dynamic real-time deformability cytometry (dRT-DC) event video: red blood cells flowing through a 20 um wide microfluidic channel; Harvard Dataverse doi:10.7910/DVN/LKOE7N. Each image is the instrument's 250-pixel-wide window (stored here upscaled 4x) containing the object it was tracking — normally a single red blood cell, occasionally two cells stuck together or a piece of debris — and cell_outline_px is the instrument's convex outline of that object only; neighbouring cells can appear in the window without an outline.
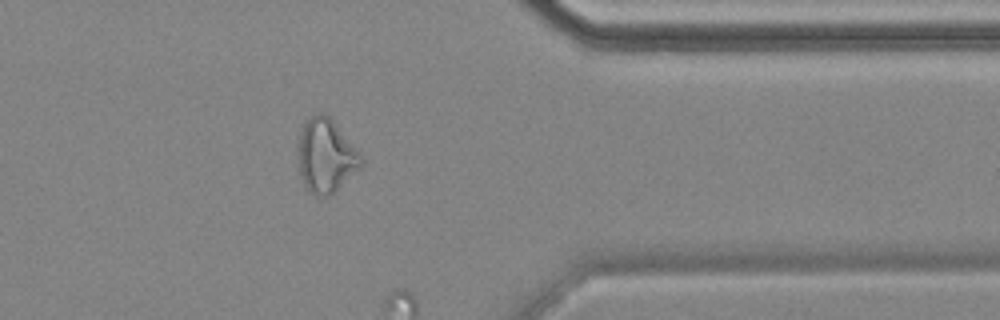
{"species": "common noctule bat (a hibernating species)", "species_latin": "Nyctalus noctula", "temperature_condition": "cold", "stored_images_in_passage": 14, "camera_frame_rate_fps": 3000, "um_per_image_px": 0.085, "animal": {"sex": "female", "body_mass_g": 18.4}, "frame": {"image": 1, "passage_image": 12, "time_ms": 14.333, "image_size_px": [1000, 320], "cell_outline_px": [[364, 164], [360, 168], [328, 196], [320, 196], [308, 192], [304, 184], [300, 172], [296, 148], [296, 144], [304, 124], [312, 116], [320, 112], [324, 112], [332, 120], [360, 152], [364, 160]], "centroid_in_image_um": [27.69, 13.23], "position_along_channel_um": 383.7, "area_um2": 26.99}}
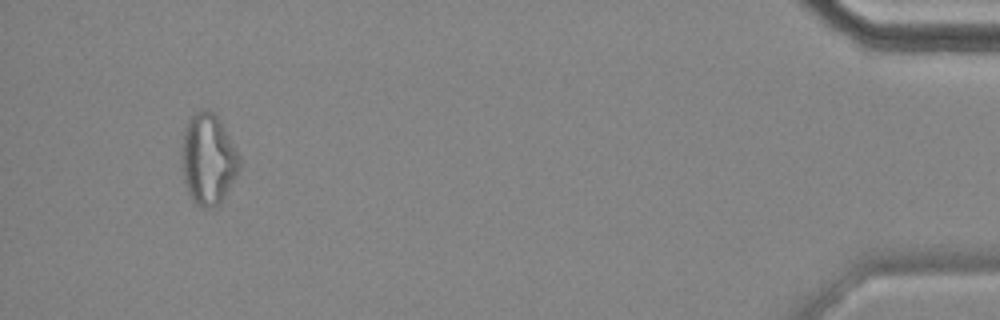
{"frame": {"image": 2, "passage_image": 14, "time_ms": 17.0, "image_size_px": [1000, 320], "cell_outline_px": [[240, 164], [224, 196], [216, 204], [204, 208], [200, 208], [192, 200], [188, 192], [184, 180], [180, 156], [180, 152], [184, 128], [188, 120], [196, 112], [204, 108], [216, 112], [240, 160]], "centroid_in_image_um": [17.62, 13.48], "position_along_channel_um": 417.6, "area_um2": 30.11}, "authors_computed_cell_mechanics": {"area_um2": 20.7213, "velocity_mm_per_s": 3.5013, "shape_relaxation_time_tau1_ms": 2.8649, "shape_relaxation_time_tau2_ms": null, "deformation_change_tau1": null, "deformation_change_tau2": null}}